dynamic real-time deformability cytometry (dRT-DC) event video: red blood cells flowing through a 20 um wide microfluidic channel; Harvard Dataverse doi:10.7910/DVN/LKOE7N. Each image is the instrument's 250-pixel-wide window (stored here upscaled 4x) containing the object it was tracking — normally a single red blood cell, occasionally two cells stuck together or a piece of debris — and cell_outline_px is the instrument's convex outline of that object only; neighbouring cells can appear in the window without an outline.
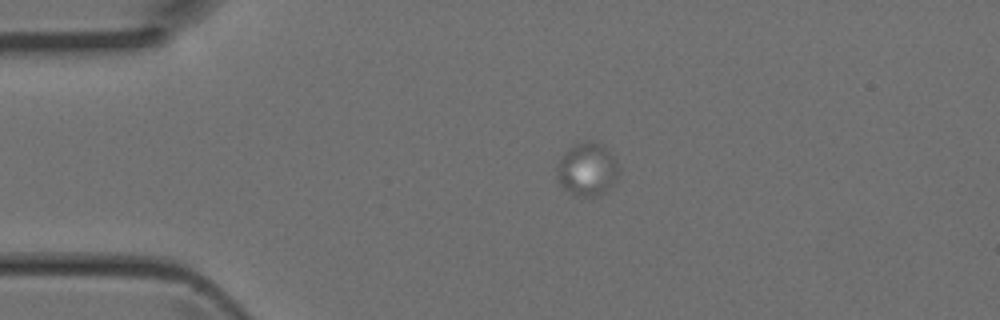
{"species": "Egyptian fruit bat (a non-hibernating species)", "species_latin": "Rousettus aegyptiacus", "temperature_condition": "room temperature", "stored_images_in_passage": 6, "camera_frame_rate_fps": 3000, "um_per_image_px": 0.085, "animal": {"sex": "female"}, "frame": {"image": 1, "passage_image": 1, "time_ms": 0.0, "image_size_px": [1000, 320], "cell_outline_px": [[620, 168], [612, 188], [596, 196], [576, 196], [564, 188], [556, 180], [556, 172], [560, 160], [564, 152], [568, 148], [584, 140], [592, 140], [604, 144], [616, 160]], "centroid_in_image_um": [49.93, 14.38], "position_along_channel_um": 35.1, "area_um2": 19.48}}
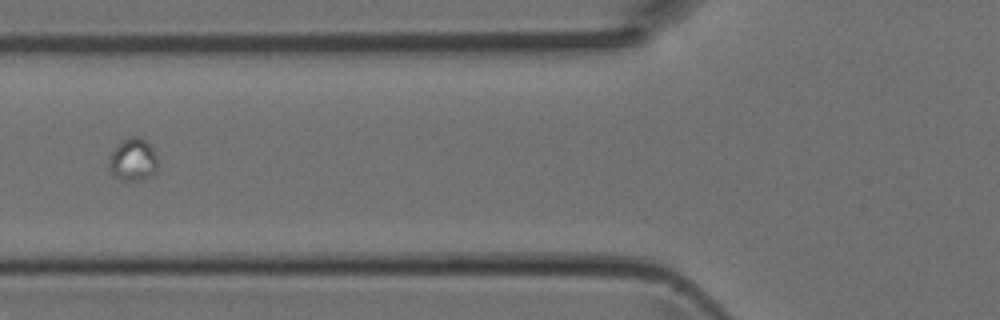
{"frame": {"image": 2, "passage_image": 4, "time_ms": 1.0, "image_size_px": [1000, 320], "cell_outline_px": [[156, 172], [144, 180], [120, 180], [112, 176], [108, 168], [108, 160], [112, 152], [124, 140], [132, 136], [140, 136], [152, 144], [156, 156]], "centroid_in_image_um": [11.31, 13.59], "position_along_channel_um": 114.5, "area_um2": 12.25}}
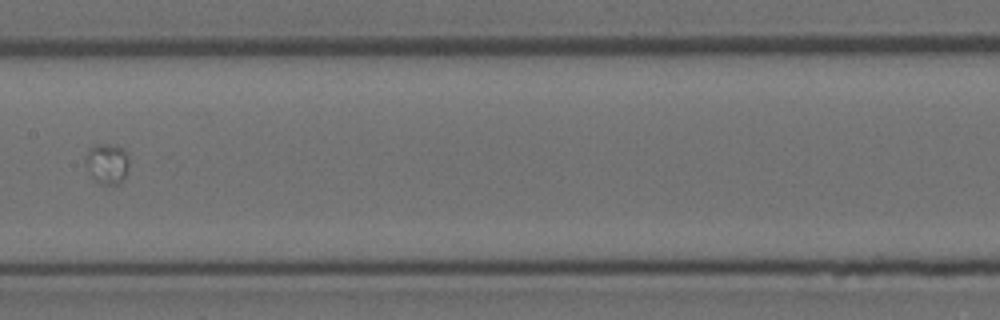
{"frame": {"image": 3, "passage_image": 6, "time_ms": 1.667, "image_size_px": [1000, 320], "cell_outline_px": [[128, 168], [124, 180], [120, 184], [100, 184], [92, 176], [84, 160], [88, 148], [96, 144], [112, 144], [124, 148], [128, 156]], "centroid_in_image_um": [9.12, 13.89], "position_along_channel_um": 198.3, "area_um2": 10.4}}